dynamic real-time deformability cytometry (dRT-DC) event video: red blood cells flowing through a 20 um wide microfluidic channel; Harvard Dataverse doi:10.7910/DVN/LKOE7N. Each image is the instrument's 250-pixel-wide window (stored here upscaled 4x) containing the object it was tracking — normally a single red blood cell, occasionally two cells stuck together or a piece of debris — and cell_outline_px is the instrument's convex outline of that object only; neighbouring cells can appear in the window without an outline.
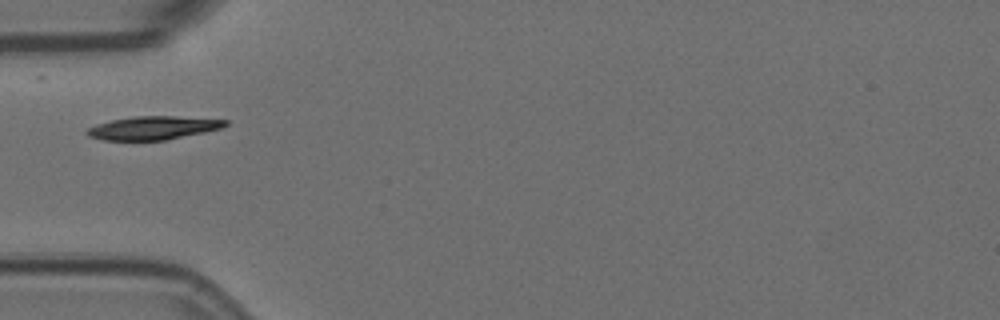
{"species": "Egyptian fruit bat (a non-hibernating species)", "species_latin": "Rousettus aegyptiacus", "temperature_condition": "room temperature", "stored_images_in_passage": 1, "camera_frame_rate_fps": 3000, "um_per_image_px": 0.085, "animal": {"sex": "female"}, "frame": {"image": 1, "passage_image": 1, "time_ms": 0.0, "image_size_px": [1000, 320], "cell_outline_px": [[228, 124], [220, 128], [204, 132], [164, 140], [104, 140], [88, 136], [84, 132], [88, 128], [96, 124], [112, 120], [136, 116], [176, 116], [228, 120]], "centroid_in_image_um": [12.99, 10.87], "position_along_channel_um": 72.0, "area_um2": 18.67}}